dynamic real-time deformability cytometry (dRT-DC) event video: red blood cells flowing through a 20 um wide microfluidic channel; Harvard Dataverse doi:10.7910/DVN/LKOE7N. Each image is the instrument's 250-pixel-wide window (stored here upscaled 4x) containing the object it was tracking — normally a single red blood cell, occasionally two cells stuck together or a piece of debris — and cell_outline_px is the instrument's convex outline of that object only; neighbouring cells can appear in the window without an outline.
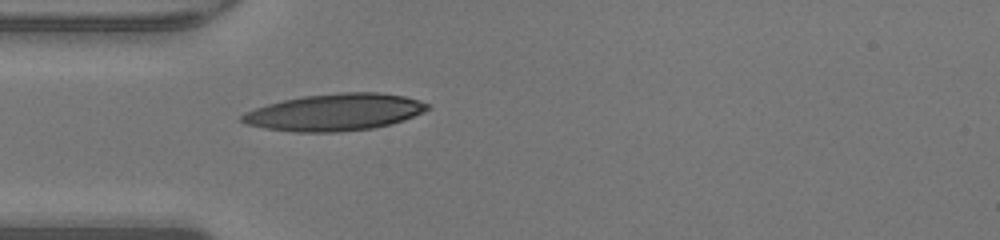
{"species": "human", "species_latin": "Homo sapiens", "temperature_condition": "warm", "stored_images_in_passage": 34, "camera_frame_rate_fps": 3000, "um_per_image_px": 0.085, "donor": {"sex": "male"}, "frame": {"image": 1, "passage_image": 1, "time_ms": 0.0, "image_size_px": [1000, 240], "cell_outline_px": [[432, 108], [424, 112], [404, 120], [372, 128], [340, 132], [296, 132], [268, 128], [248, 124], [240, 120], [240, 116], [244, 112], [268, 104], [284, 100], [304, 96], [340, 92], [380, 92], [404, 96], [420, 100], [428, 104]], "centroid_in_image_um": [28.5, 9.53], "position_along_channel_um": 56.5, "area_um2": 39.77}}
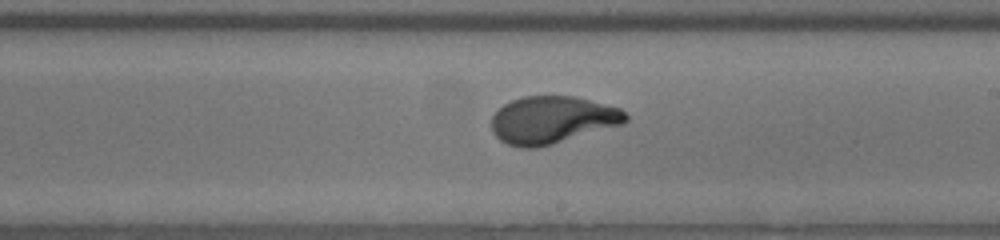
{"frame": {"image": 2, "passage_image": 14, "time_ms": 4.333, "image_size_px": [1000, 240], "cell_outline_px": [[628, 120], [624, 124], [552, 144], [536, 148], [520, 148], [508, 144], [500, 140], [492, 132], [492, 116], [504, 104], [512, 100], [524, 96], [572, 96], [620, 108], [628, 116]], "centroid_in_image_um": [46.93, 10.2], "position_along_channel_um": 242.1, "area_um2": 36.88}}
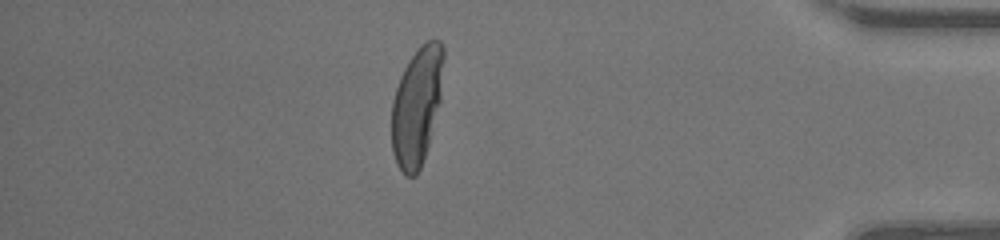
{"frame": {"image": 3, "passage_image": 28, "time_ms": 9.0, "image_size_px": [1000, 240], "cell_outline_px": [[444, 60], [440, 100], [428, 144], [420, 168], [416, 176], [408, 176], [396, 164], [392, 152], [392, 100], [400, 76], [408, 60], [420, 44], [428, 40], [440, 40], [444, 48]], "centroid_in_image_um": [35.42, 8.97], "position_along_channel_um": 399.8, "area_um2": 35.66}, "authors_computed_cell_mechanics": {"area_um2": 36.5585, "velocity_mm_per_s": 4.3202, "shape_relaxation_time_tau1_ms": 5.2773, "shape_relaxation_time_tau2_ms": null, "deformation_change_tau1": 0.3201, "deformation_change_tau2": null}}